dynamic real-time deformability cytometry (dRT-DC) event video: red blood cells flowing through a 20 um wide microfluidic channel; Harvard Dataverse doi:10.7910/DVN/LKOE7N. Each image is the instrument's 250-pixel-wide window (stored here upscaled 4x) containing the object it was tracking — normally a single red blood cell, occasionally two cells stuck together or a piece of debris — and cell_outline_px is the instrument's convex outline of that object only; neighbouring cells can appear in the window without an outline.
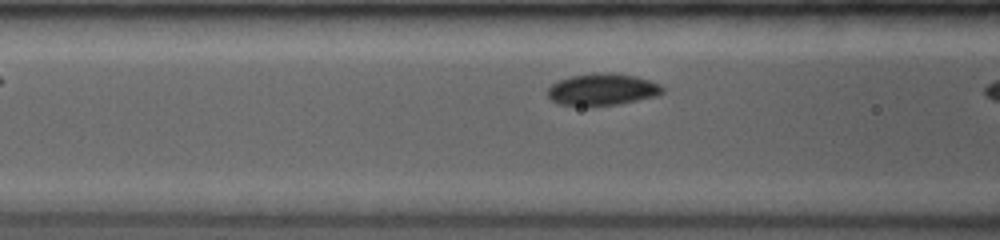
{"species": "common noctule bat (a hibernating species)", "species_latin": "Nyctalus noctula", "temperature_condition": "room temperature", "stored_images_in_passage": 6, "segment_of_instrument_passage": [2, 2], "camera_frame_rate_fps": 3500, "um_per_image_px": 0.085, "animal": {"sex": "female", "body_mass_g": 19.0, "forearm_length_mm": 53.3}, "frame": {"image": 1, "passage_image": 6, "time_ms": 3.714, "image_size_px": [1000, 240], "cell_outline_px": [[664, 92], [660, 96], [620, 104], [592, 108], [560, 104], [552, 100], [548, 96], [548, 88], [552, 84], [560, 80], [572, 76], [608, 72], [612, 72], [636, 76], [660, 84], [664, 88]], "centroid_in_image_um": [51.25, 7.64], "position_along_channel_um": 115.4, "area_um2": 21.79}}